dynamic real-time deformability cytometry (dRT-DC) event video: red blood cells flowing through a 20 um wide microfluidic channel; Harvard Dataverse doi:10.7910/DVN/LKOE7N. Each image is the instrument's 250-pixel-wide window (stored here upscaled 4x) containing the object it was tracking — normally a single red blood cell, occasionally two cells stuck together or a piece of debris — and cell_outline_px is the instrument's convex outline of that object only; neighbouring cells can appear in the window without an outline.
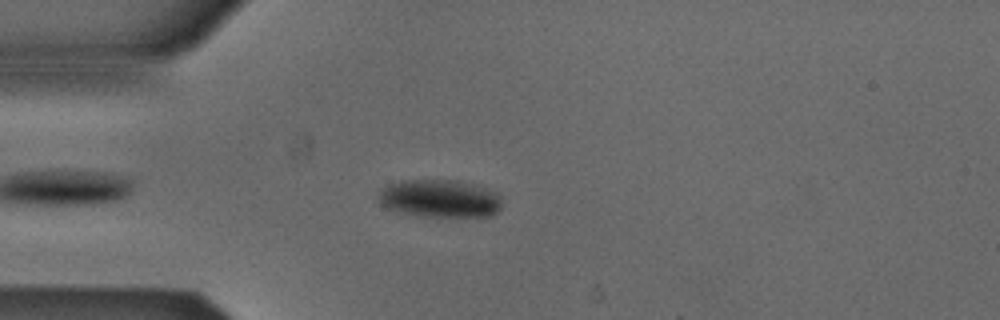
{"species": "Egyptian fruit bat (a non-hibernating species)", "species_latin": "Rousettus aegyptiacus", "temperature_condition": "cold", "stored_images_in_passage": 44, "camera_frame_rate_fps": 3000, "um_per_image_px": 0.085, "animal": {"sex": "male"}, "frame": {"image": 1, "passage_image": 5, "time_ms": 1.333, "image_size_px": [1000, 320], "cell_outline_px": [[500, 208], [492, 216], [416, 216], [396, 212], [384, 208], [380, 204], [376, 196], [380, 188], [388, 184], [404, 180], [460, 180], [480, 184], [496, 192], [500, 196]], "centroid_in_image_um": [37.33, 16.86], "position_along_channel_um": 47.7, "area_um2": 27.92}}
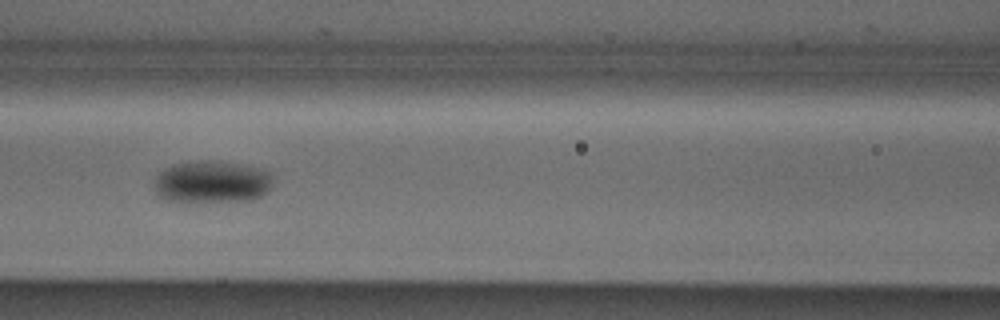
{"frame": {"image": 2, "passage_image": 14, "time_ms": 4.333, "image_size_px": [1000, 320], "cell_outline_px": [[272, 184], [268, 192], [264, 196], [248, 200], [168, 200], [160, 196], [156, 192], [152, 180], [164, 168], [172, 164], [208, 160], [236, 164], [256, 168], [268, 172], [272, 176]], "centroid_in_image_um": [17.99, 15.45], "position_along_channel_um": 148.6, "area_um2": 28.61}}
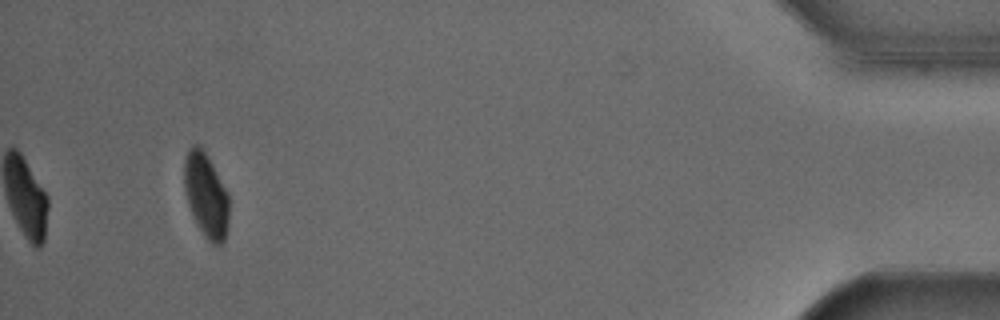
{"frame": {"image": 3, "passage_image": 41, "time_ms": 13.333, "image_size_px": [1000, 320], "cell_outline_px": [[228, 228], [224, 240], [220, 244], [212, 244], [204, 236], [188, 204], [184, 188], [184, 156], [188, 148], [192, 144], [196, 144], [204, 152], [212, 164], [228, 192]], "centroid_in_image_um": [17.51, 16.58], "position_along_channel_um": 417.7, "area_um2": 21.79}, "authors_computed_cell_mechanics": {"area_um2": 26.6747, "velocity_mm_per_s": 3.8394, "shape_relaxation_time_tau1_ms": 5.0747, "shape_relaxation_time_tau2_ms": null, "deformation_change_tau1": 0.1062, "deformation_change_tau2": null}}